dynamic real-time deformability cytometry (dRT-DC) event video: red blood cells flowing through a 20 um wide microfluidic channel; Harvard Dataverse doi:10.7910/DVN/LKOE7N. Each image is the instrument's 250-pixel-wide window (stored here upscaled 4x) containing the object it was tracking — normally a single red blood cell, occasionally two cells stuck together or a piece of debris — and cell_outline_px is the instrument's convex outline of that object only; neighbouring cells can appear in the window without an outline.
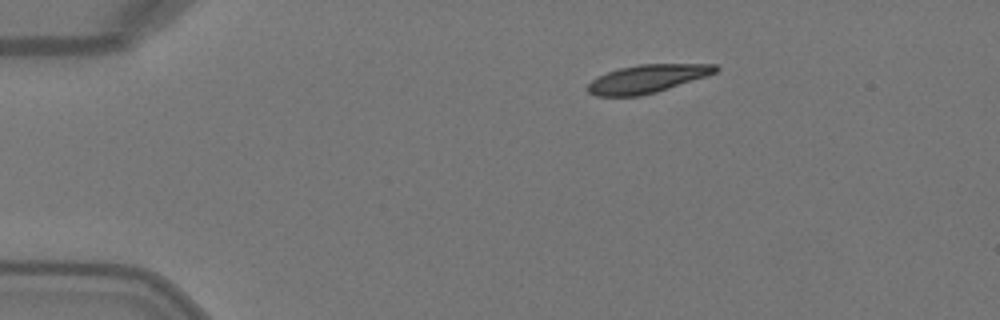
{"species": "Egyptian fruit bat (a non-hibernating species)", "species_latin": "Rousettus aegyptiacus", "temperature_condition": "warm", "stored_images_in_passage": 36, "camera_frame_rate_fps": 3000, "um_per_image_px": 0.085, "animal": {"sex": "female"}, "frame": {"image": 1, "passage_image": 1, "time_ms": 0.0, "image_size_px": [1000, 320], "cell_outline_px": [[720, 68], [716, 72], [708, 76], [656, 92], [640, 96], [596, 96], [588, 92], [588, 84], [592, 80], [608, 72], [620, 68], [640, 64], [716, 64]], "centroid_in_image_um": [55.05, 6.7], "position_along_channel_um": 29.9, "area_um2": 20.87}}
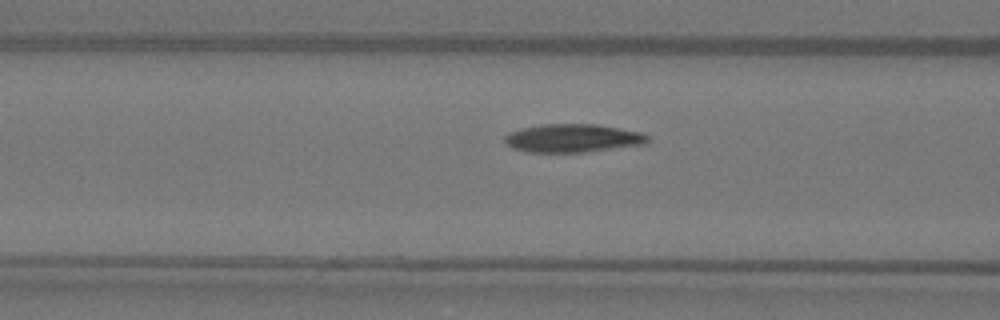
{"frame": {"image": 2, "passage_image": 12, "time_ms": 3.667, "image_size_px": [1000, 320], "cell_outline_px": [[648, 144], [584, 152], [528, 152], [512, 148], [504, 140], [504, 136], [508, 132], [524, 128], [544, 124], [596, 124], [644, 132], [648, 136]], "centroid_in_image_um": [48.73, 11.74], "position_along_channel_um": 117.9, "area_um2": 23.64}}
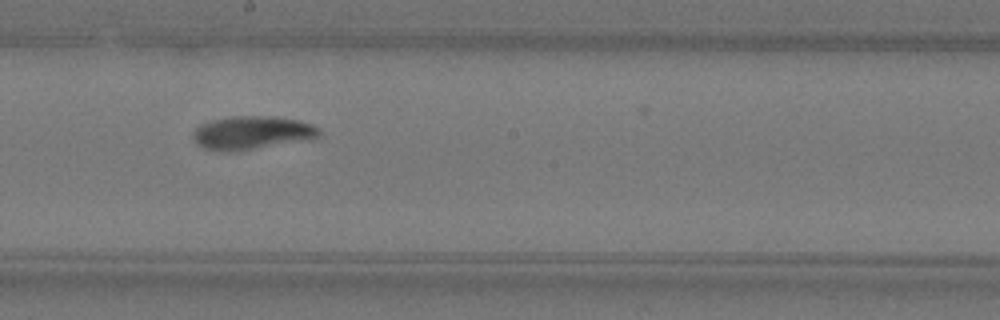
{"frame": {"image": 3, "passage_image": 20, "time_ms": 6.333, "image_size_px": [1000, 320], "cell_outline_px": [[320, 136], [316, 140], [240, 152], [216, 152], [204, 148], [196, 144], [192, 136], [196, 128], [200, 124], [212, 120], [232, 116], [272, 116], [300, 120], [312, 124], [320, 128]], "centroid_in_image_um": [21.49, 11.32], "position_along_channel_um": 226.7, "area_um2": 25.66}, "authors_computed_cell_mechanics": {"area_um2": 23.4668, "velocity_mm_per_s": 4.0907, "shape_relaxation_time_tau1_ms": 2.9667, "shape_relaxation_time_tau2_ms": 2.634, "deformation_change_tau1": 0.1696, "deformation_change_tau2": 0.0654}}